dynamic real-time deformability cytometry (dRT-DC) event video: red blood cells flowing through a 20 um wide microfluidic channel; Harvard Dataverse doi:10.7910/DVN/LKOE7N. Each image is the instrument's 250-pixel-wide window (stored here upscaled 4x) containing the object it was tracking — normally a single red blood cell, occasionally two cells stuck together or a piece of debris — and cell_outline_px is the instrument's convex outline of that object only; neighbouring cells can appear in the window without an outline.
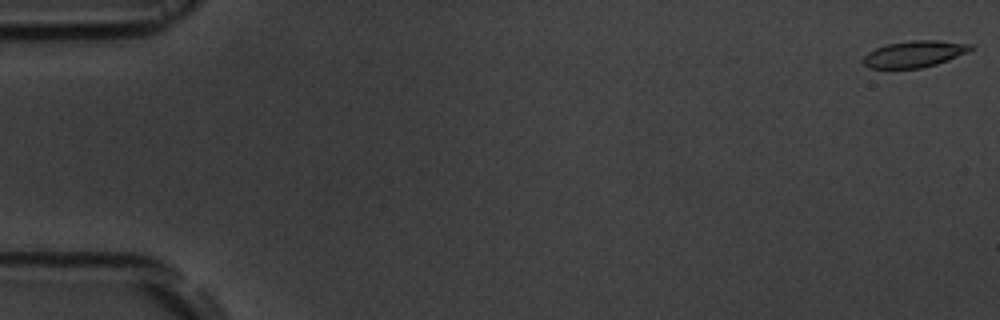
{"species": "common noctule bat (a hibernating species)", "species_latin": "Nyctalus noctula", "temperature_condition": "room temperature", "stored_images_in_passage": 5, "camera_frame_rate_fps": 3000, "um_per_image_px": 0.085, "animal": {"sex": "male", "body_mass_g": 19.5, "forearm_length_mm": 54.6}, "frame": {"image": 1, "passage_image": 1, "time_ms": 0.0, "image_size_px": [1000, 320], "cell_outline_px": [[976, 48], [968, 52], [948, 60], [936, 64], [920, 68], [868, 68], [860, 60], [868, 52], [876, 48], [888, 44], [912, 40], [936, 40], [972, 44]], "centroid_in_image_um": [77.73, 4.59], "position_along_channel_um": 7.3, "area_um2": 16.65}}